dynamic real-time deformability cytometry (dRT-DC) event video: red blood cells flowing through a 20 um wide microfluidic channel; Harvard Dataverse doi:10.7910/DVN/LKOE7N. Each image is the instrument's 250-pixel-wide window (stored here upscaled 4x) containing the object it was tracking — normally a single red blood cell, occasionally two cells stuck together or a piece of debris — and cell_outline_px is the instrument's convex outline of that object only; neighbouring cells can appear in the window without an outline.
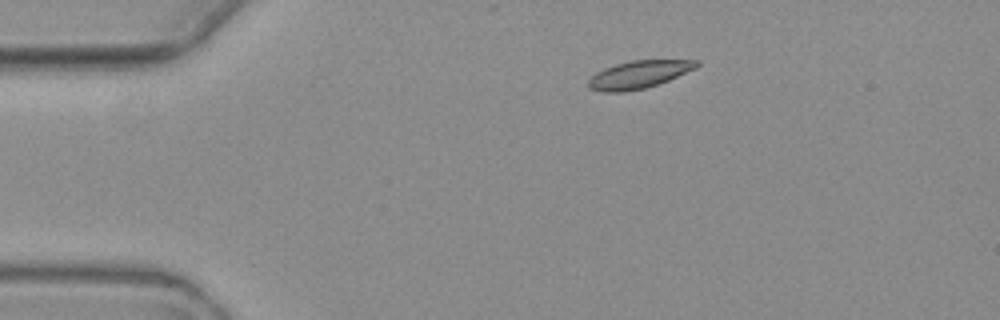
{"species": "common noctule bat (a hibernating species)", "species_latin": "Nyctalus noctula", "temperature_condition": "warm", "stored_images_in_passage": 7, "camera_frame_rate_fps": 3000, "um_per_image_px": 0.085, "animal": {"sex": "female", "body_mass_g": 19.3, "forearm_length_mm": 54.1}, "frame": {"image": 1, "passage_image": 2, "time_ms": 2.0, "image_size_px": [1000, 320], "cell_outline_px": [[700, 64], [696, 68], [668, 80], [644, 88], [624, 92], [604, 92], [588, 88], [588, 80], [596, 72], [604, 68], [616, 64], [632, 60], [700, 60]], "centroid_in_image_um": [54.28, 6.33], "position_along_channel_um": 30.7, "area_um2": 17.34}}
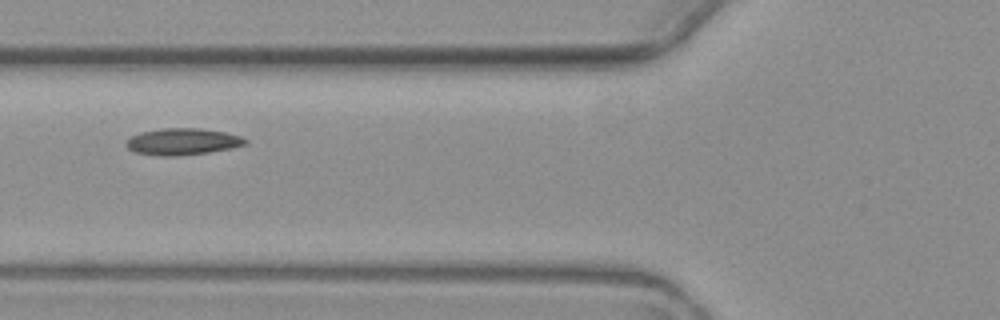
{"frame": {"image": 2, "passage_image": 5, "time_ms": 5.667, "image_size_px": [1000, 320], "cell_outline_px": [[248, 144], [232, 148], [208, 152], [176, 156], [160, 156], [136, 152], [128, 148], [124, 144], [132, 136], [140, 132], [164, 128], [200, 128], [224, 132], [240, 136], [248, 140]], "centroid_in_image_um": [15.54, 12.04], "position_along_channel_um": 110.3, "area_um2": 18.44}}
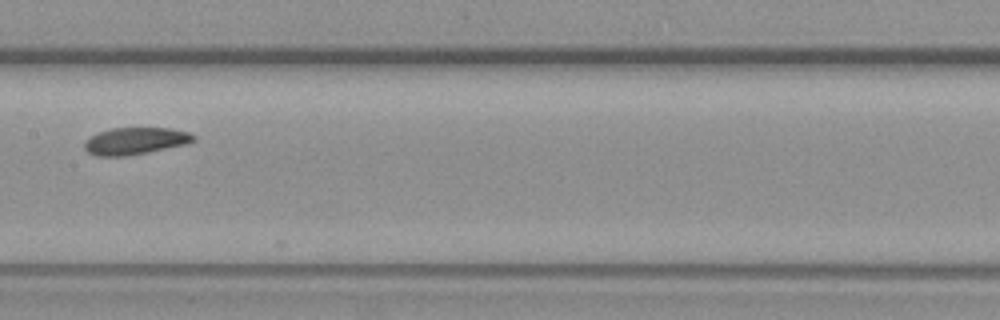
{"frame": {"image": 3, "passage_image": 7, "time_ms": 8.0, "image_size_px": [1000, 320], "cell_outline_px": [[196, 140], [188, 144], [148, 152], [124, 156], [96, 156], [88, 152], [84, 148], [84, 144], [92, 136], [100, 132], [112, 128], [172, 128], [188, 132], [196, 136]], "centroid_in_image_um": [11.55, 11.98], "position_along_channel_um": 195.8, "area_um2": 17.11}}